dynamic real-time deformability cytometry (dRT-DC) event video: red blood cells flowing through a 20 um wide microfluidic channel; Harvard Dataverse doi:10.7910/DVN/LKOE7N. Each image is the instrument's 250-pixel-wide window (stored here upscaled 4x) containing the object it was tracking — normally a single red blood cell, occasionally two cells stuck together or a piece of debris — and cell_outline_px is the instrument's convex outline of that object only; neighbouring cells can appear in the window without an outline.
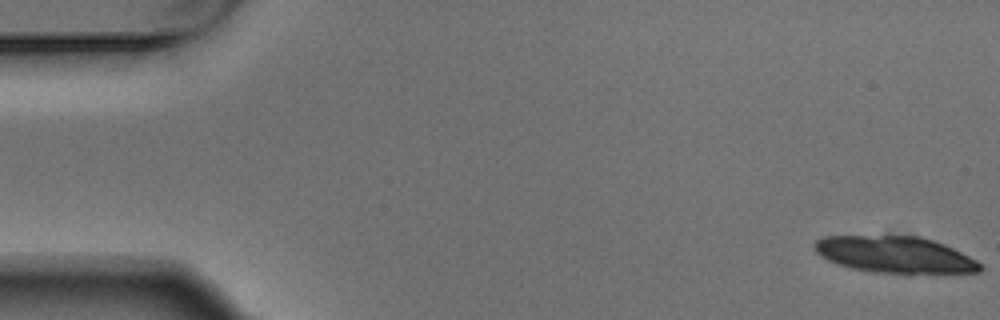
{"species": "Egyptian fruit bat (a non-hibernating species)", "species_latin": "Rousettus aegyptiacus", "temperature_condition": "warm", "stored_images_in_passage": 5, "camera_frame_rate_fps": 3000, "um_per_image_px": 0.085, "animal": {"sex": "male"}, "frame": {"image": 1, "passage_image": 1, "time_ms": 0.0, "image_size_px": [1000, 320], "cell_outline_px": [[984, 268], [980, 272], [876, 272], [852, 268], [828, 260], [820, 256], [812, 248], [812, 244], [816, 240], [824, 236], [920, 236], [944, 244], [976, 260]], "centroid_in_image_um": [76.02, 21.62], "position_along_channel_um": 9.0, "area_um2": 34.68}}